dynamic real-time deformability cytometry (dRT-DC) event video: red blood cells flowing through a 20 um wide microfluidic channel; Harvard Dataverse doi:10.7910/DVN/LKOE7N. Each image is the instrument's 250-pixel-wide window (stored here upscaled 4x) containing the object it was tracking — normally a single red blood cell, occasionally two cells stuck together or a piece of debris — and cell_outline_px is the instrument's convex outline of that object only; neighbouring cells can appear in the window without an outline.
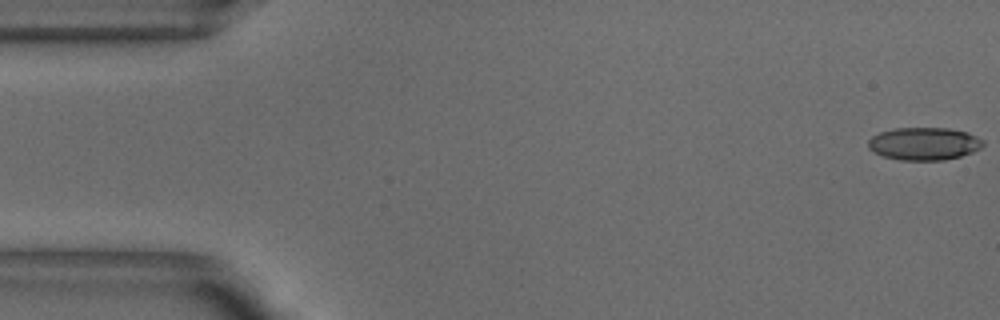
{"species": "common noctule bat (a hibernating species)", "species_latin": "Nyctalus noctula", "temperature_condition": "warm", "stored_images_in_passage": 51, "camera_frame_rate_fps": 3000, "um_per_image_px": 0.085, "animal": {"sex": "male", "body_mass_g": 18.8}, "frame": {"image": 1, "passage_image": 1, "time_ms": 0.0, "image_size_px": [1000, 320], "cell_outline_px": [[984, 144], [980, 148], [972, 152], [960, 156], [944, 160], [900, 160], [884, 156], [868, 148], [868, 140], [872, 136], [880, 132], [892, 128], [948, 128], [968, 132], [984, 140]], "centroid_in_image_um": [78.55, 12.21], "position_along_channel_um": 6.4, "area_um2": 21.91}}
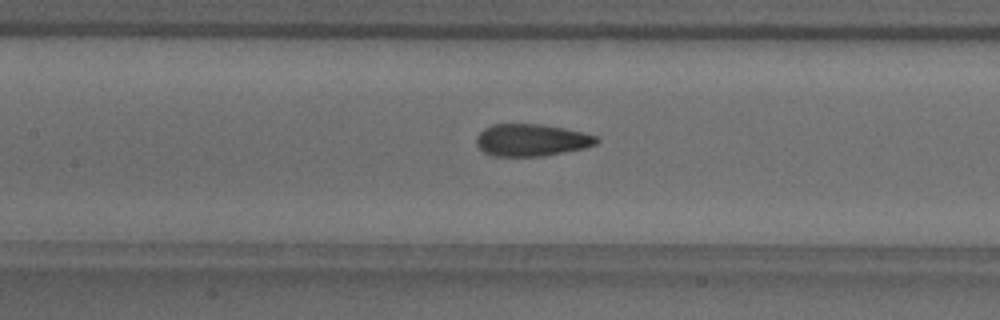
{"frame": {"image": 2, "passage_image": 23, "time_ms": 7.333, "image_size_px": [1000, 320], "cell_outline_px": [[600, 140], [596, 144], [584, 148], [540, 156], [492, 156], [484, 152], [476, 144], [476, 136], [484, 128], [492, 124], [540, 124], [564, 128], [584, 132], [596, 136]], "centroid_in_image_um": [45.16, 11.9], "position_along_channel_um": 162.2, "area_um2": 22.48}}
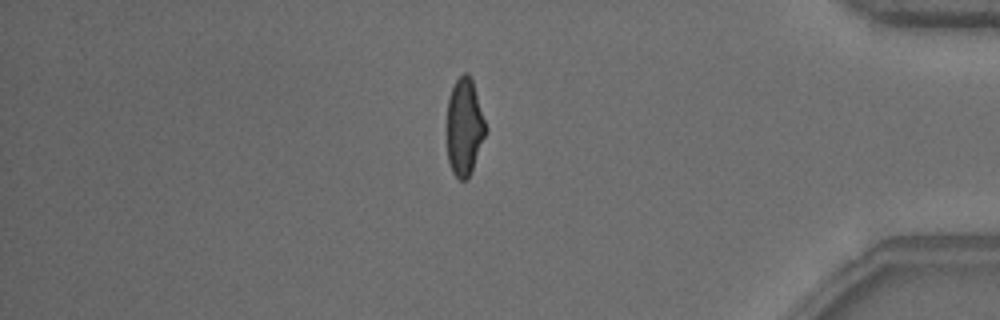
{"frame": {"image": 3, "passage_image": 44, "time_ms": 14.333, "image_size_px": [1000, 320], "cell_outline_px": [[488, 128], [472, 168], [468, 176], [464, 180], [460, 180], [452, 172], [448, 160], [448, 96], [456, 80], [464, 72], [468, 72], [472, 80]], "centroid_in_image_um": [39.48, 10.75], "position_along_channel_um": 395.7, "area_um2": 21.62}, "authors_computed_cell_mechanics": {"area_um2": 22.8888, "velocity_mm_per_s": 3.851, "shape_relaxation_time_tau1_ms": 10.8215, "shape_relaxation_time_tau2_ms": 1.2441, "deformation_change_tau1": 0.2622, "deformation_change_tau2": 0.0922}}